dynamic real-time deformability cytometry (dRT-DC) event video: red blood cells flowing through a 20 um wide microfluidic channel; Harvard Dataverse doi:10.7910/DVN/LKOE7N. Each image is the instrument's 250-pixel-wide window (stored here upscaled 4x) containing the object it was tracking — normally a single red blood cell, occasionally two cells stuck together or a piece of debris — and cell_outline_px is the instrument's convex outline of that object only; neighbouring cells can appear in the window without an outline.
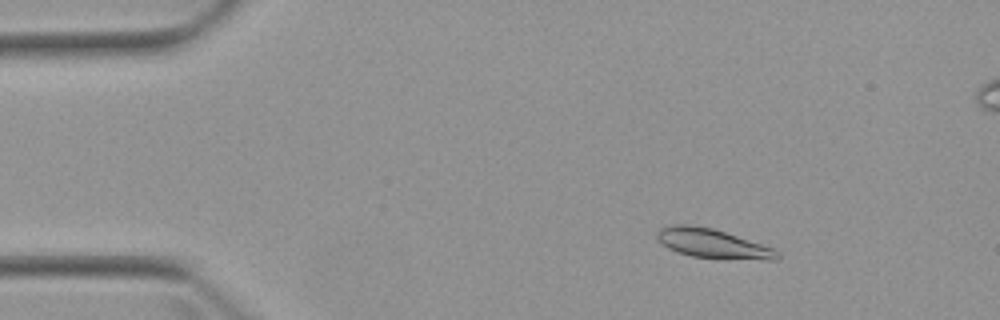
{"species": "Egyptian fruit bat (a non-hibernating species)", "species_latin": "Rousettus aegyptiacus", "temperature_condition": "warm", "stored_images_in_passage": 4, "camera_frame_rate_fps": 3000, "um_per_image_px": 0.085, "animal": {"sex": "female"}, "frame": {"image": 1, "passage_image": 3, "time_ms": 2.333, "image_size_px": [1000, 320], "cell_outline_px": [[780, 256], [776, 260], [764, 260], [692, 256], [676, 252], [668, 248], [656, 236], [656, 232], [660, 228], [672, 224], [692, 224], [712, 228], [772, 248], [780, 252]], "centroid_in_image_um": [60.54, 20.69], "position_along_channel_um": 24.5, "area_um2": 20.11}}